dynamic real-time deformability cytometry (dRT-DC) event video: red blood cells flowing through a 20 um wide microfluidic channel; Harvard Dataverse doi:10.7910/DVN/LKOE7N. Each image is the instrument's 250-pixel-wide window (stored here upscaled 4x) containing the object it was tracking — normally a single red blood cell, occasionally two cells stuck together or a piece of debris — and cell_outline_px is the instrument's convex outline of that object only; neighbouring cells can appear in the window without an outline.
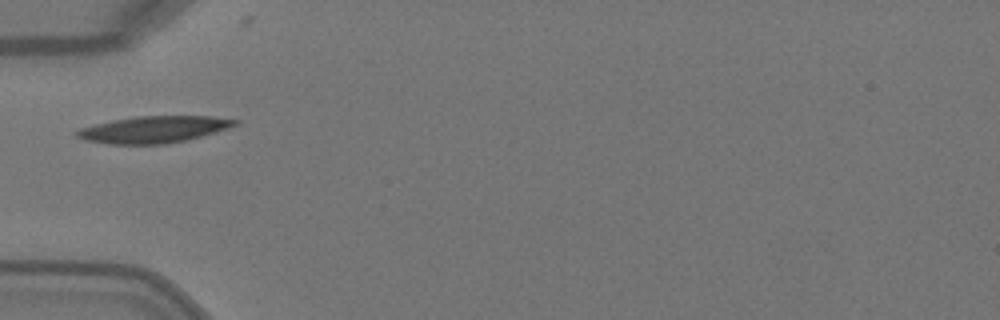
{"species": "Egyptian fruit bat (a non-hibernating species)", "species_latin": "Rousettus aegyptiacus", "temperature_condition": "warm", "stored_images_in_passage": 2, "camera_frame_rate_fps": 3000, "um_per_image_px": 0.085, "animal": {"sex": "female"}, "frame": {"image": 1, "passage_image": 1, "time_ms": 0.0, "image_size_px": [1000, 320], "cell_outline_px": [[240, 124], [228, 128], [200, 136], [184, 140], [164, 144], [108, 144], [84, 140], [76, 136], [72, 132], [80, 128], [112, 120], [136, 116], [212, 116], [240, 120]], "centroid_in_image_um": [13.04, 11.0], "position_along_channel_um": 72.0, "area_um2": 24.62}}